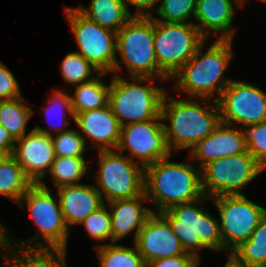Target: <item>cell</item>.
I'll list each match as a JSON object with an SVG mask.
<instances>
[{"mask_svg": "<svg viewBox=\"0 0 266 267\" xmlns=\"http://www.w3.org/2000/svg\"><path fill=\"white\" fill-rule=\"evenodd\" d=\"M205 40L196 50L195 55L171 78L178 79L175 89L184 91L192 97L207 102L218 93L215 102L232 79L224 77V71L233 57L232 41L217 39L202 55Z\"/></svg>", "mask_w": 266, "mask_h": 267, "instance_id": "1", "label": "cell"}, {"mask_svg": "<svg viewBox=\"0 0 266 267\" xmlns=\"http://www.w3.org/2000/svg\"><path fill=\"white\" fill-rule=\"evenodd\" d=\"M171 156L145 167L144 192L157 213L204 196L201 169L192 162H168Z\"/></svg>", "mask_w": 266, "mask_h": 267, "instance_id": "2", "label": "cell"}, {"mask_svg": "<svg viewBox=\"0 0 266 267\" xmlns=\"http://www.w3.org/2000/svg\"><path fill=\"white\" fill-rule=\"evenodd\" d=\"M216 104V105H215ZM210 105L209 111L193 99H175L163 97L161 105L162 120H169L170 126L164 123L165 139L168 149H191L198 142L210 135L221 123L218 102Z\"/></svg>", "mask_w": 266, "mask_h": 267, "instance_id": "3", "label": "cell"}, {"mask_svg": "<svg viewBox=\"0 0 266 267\" xmlns=\"http://www.w3.org/2000/svg\"><path fill=\"white\" fill-rule=\"evenodd\" d=\"M112 76L108 104L121 126L162 118L161 105L166 91L154 87L151 82L154 78L131 77L129 82L117 74ZM147 81L148 85H141Z\"/></svg>", "mask_w": 266, "mask_h": 267, "instance_id": "4", "label": "cell"}, {"mask_svg": "<svg viewBox=\"0 0 266 267\" xmlns=\"http://www.w3.org/2000/svg\"><path fill=\"white\" fill-rule=\"evenodd\" d=\"M205 198L208 196L204 195L194 201L178 204L160 212L170 224L184 251L200 260V255L196 249L209 248L223 251L219 221L202 207H198L200 201Z\"/></svg>", "mask_w": 266, "mask_h": 267, "instance_id": "5", "label": "cell"}, {"mask_svg": "<svg viewBox=\"0 0 266 267\" xmlns=\"http://www.w3.org/2000/svg\"><path fill=\"white\" fill-rule=\"evenodd\" d=\"M116 53L121 55L129 77L170 78L158 67L154 48L152 16H133L116 35Z\"/></svg>", "mask_w": 266, "mask_h": 267, "instance_id": "6", "label": "cell"}, {"mask_svg": "<svg viewBox=\"0 0 266 267\" xmlns=\"http://www.w3.org/2000/svg\"><path fill=\"white\" fill-rule=\"evenodd\" d=\"M24 200L26 201L28 210L33 218L34 225L37 226L38 234L23 241L21 245L23 248H61L67 249V239L69 228L66 226L60 201H55L51 195L47 185L44 182L39 184H32L28 190L20 198L18 205L24 207ZM40 236V237H39ZM33 238H39L41 242H36L35 245L28 244L33 241Z\"/></svg>", "mask_w": 266, "mask_h": 267, "instance_id": "7", "label": "cell"}, {"mask_svg": "<svg viewBox=\"0 0 266 267\" xmlns=\"http://www.w3.org/2000/svg\"><path fill=\"white\" fill-rule=\"evenodd\" d=\"M99 152V171L94 185L108 202L131 199L144 193L145 168L129 156L111 150ZM105 194V195H104Z\"/></svg>", "mask_w": 266, "mask_h": 267, "instance_id": "8", "label": "cell"}, {"mask_svg": "<svg viewBox=\"0 0 266 267\" xmlns=\"http://www.w3.org/2000/svg\"><path fill=\"white\" fill-rule=\"evenodd\" d=\"M206 39L194 23L154 20V48L158 67L171 79Z\"/></svg>", "mask_w": 266, "mask_h": 267, "instance_id": "9", "label": "cell"}, {"mask_svg": "<svg viewBox=\"0 0 266 267\" xmlns=\"http://www.w3.org/2000/svg\"><path fill=\"white\" fill-rule=\"evenodd\" d=\"M65 9L79 48L76 53L81 54L100 72L121 71L122 65L116 57L117 33L99 26L76 8L65 7Z\"/></svg>", "mask_w": 266, "mask_h": 267, "instance_id": "10", "label": "cell"}, {"mask_svg": "<svg viewBox=\"0 0 266 267\" xmlns=\"http://www.w3.org/2000/svg\"><path fill=\"white\" fill-rule=\"evenodd\" d=\"M264 170L248 151L213 160L201 169L203 193L209 198L242 194L241 190Z\"/></svg>", "mask_w": 266, "mask_h": 267, "instance_id": "11", "label": "cell"}, {"mask_svg": "<svg viewBox=\"0 0 266 267\" xmlns=\"http://www.w3.org/2000/svg\"><path fill=\"white\" fill-rule=\"evenodd\" d=\"M211 198L220 215L223 251L231 252L249 239L266 215V209L248 200L244 194L218 195Z\"/></svg>", "mask_w": 266, "mask_h": 267, "instance_id": "12", "label": "cell"}, {"mask_svg": "<svg viewBox=\"0 0 266 267\" xmlns=\"http://www.w3.org/2000/svg\"><path fill=\"white\" fill-rule=\"evenodd\" d=\"M217 102L222 123L246 126L266 121V93L255 85L232 80Z\"/></svg>", "mask_w": 266, "mask_h": 267, "instance_id": "13", "label": "cell"}, {"mask_svg": "<svg viewBox=\"0 0 266 267\" xmlns=\"http://www.w3.org/2000/svg\"><path fill=\"white\" fill-rule=\"evenodd\" d=\"M162 118L150 121L131 123L121 126L120 139L116 151L123 153L129 149L131 156L138 159L137 163L144 168L172 153L168 149L165 139Z\"/></svg>", "mask_w": 266, "mask_h": 267, "instance_id": "14", "label": "cell"}, {"mask_svg": "<svg viewBox=\"0 0 266 267\" xmlns=\"http://www.w3.org/2000/svg\"><path fill=\"white\" fill-rule=\"evenodd\" d=\"M51 135L47 129L36 126L27 135L15 140L19 146L15 145L12 156L33 184L42 182L55 160Z\"/></svg>", "mask_w": 266, "mask_h": 267, "instance_id": "15", "label": "cell"}, {"mask_svg": "<svg viewBox=\"0 0 266 267\" xmlns=\"http://www.w3.org/2000/svg\"><path fill=\"white\" fill-rule=\"evenodd\" d=\"M134 244L145 264L185 253L168 221L156 211L139 230Z\"/></svg>", "mask_w": 266, "mask_h": 267, "instance_id": "16", "label": "cell"}, {"mask_svg": "<svg viewBox=\"0 0 266 267\" xmlns=\"http://www.w3.org/2000/svg\"><path fill=\"white\" fill-rule=\"evenodd\" d=\"M192 159H199V169L209 162L237 155L247 151L242 130L232 129L229 124L220 123L206 138L190 149Z\"/></svg>", "mask_w": 266, "mask_h": 267, "instance_id": "17", "label": "cell"}, {"mask_svg": "<svg viewBox=\"0 0 266 267\" xmlns=\"http://www.w3.org/2000/svg\"><path fill=\"white\" fill-rule=\"evenodd\" d=\"M74 121L86 138H91L93 149H116L120 139L121 125L114 115L110 105L105 107L83 111L74 115Z\"/></svg>", "mask_w": 266, "mask_h": 267, "instance_id": "18", "label": "cell"}, {"mask_svg": "<svg viewBox=\"0 0 266 267\" xmlns=\"http://www.w3.org/2000/svg\"><path fill=\"white\" fill-rule=\"evenodd\" d=\"M142 202H149L145 192L131 199H116L108 202L111 214V242L115 243L127 236L134 229V242L153 210L144 207Z\"/></svg>", "mask_w": 266, "mask_h": 267, "instance_id": "19", "label": "cell"}, {"mask_svg": "<svg viewBox=\"0 0 266 267\" xmlns=\"http://www.w3.org/2000/svg\"><path fill=\"white\" fill-rule=\"evenodd\" d=\"M234 0H197L195 19L199 24H195L200 34L207 40L209 29L216 33H221V40H232L235 30L231 29L234 18ZM238 6H242V0H235ZM231 29V30H230Z\"/></svg>", "mask_w": 266, "mask_h": 267, "instance_id": "20", "label": "cell"}, {"mask_svg": "<svg viewBox=\"0 0 266 267\" xmlns=\"http://www.w3.org/2000/svg\"><path fill=\"white\" fill-rule=\"evenodd\" d=\"M66 226L80 224L87 216L100 208L103 202L94 185H70L57 189Z\"/></svg>", "mask_w": 266, "mask_h": 267, "instance_id": "21", "label": "cell"}, {"mask_svg": "<svg viewBox=\"0 0 266 267\" xmlns=\"http://www.w3.org/2000/svg\"><path fill=\"white\" fill-rule=\"evenodd\" d=\"M14 246L9 242L10 252L2 254L5 257L4 264L9 267H65L66 250L61 248H28ZM17 249V250H15ZM19 249V250H18ZM55 252V253H54ZM10 254V257H9ZM16 254V255H15ZM55 254L59 259L56 258ZM15 255V257H14ZM7 258V259H6Z\"/></svg>", "mask_w": 266, "mask_h": 267, "instance_id": "22", "label": "cell"}, {"mask_svg": "<svg viewBox=\"0 0 266 267\" xmlns=\"http://www.w3.org/2000/svg\"><path fill=\"white\" fill-rule=\"evenodd\" d=\"M99 26L118 32L132 17L123 0H91L89 7H77Z\"/></svg>", "mask_w": 266, "mask_h": 267, "instance_id": "23", "label": "cell"}, {"mask_svg": "<svg viewBox=\"0 0 266 267\" xmlns=\"http://www.w3.org/2000/svg\"><path fill=\"white\" fill-rule=\"evenodd\" d=\"M105 74L101 72L94 79L75 86L74 96H71L74 115L108 105L110 85H105L101 80Z\"/></svg>", "mask_w": 266, "mask_h": 267, "instance_id": "24", "label": "cell"}, {"mask_svg": "<svg viewBox=\"0 0 266 267\" xmlns=\"http://www.w3.org/2000/svg\"><path fill=\"white\" fill-rule=\"evenodd\" d=\"M32 184L12 155L0 163V195L18 204Z\"/></svg>", "mask_w": 266, "mask_h": 267, "instance_id": "25", "label": "cell"}, {"mask_svg": "<svg viewBox=\"0 0 266 267\" xmlns=\"http://www.w3.org/2000/svg\"><path fill=\"white\" fill-rule=\"evenodd\" d=\"M21 100H24V97L0 100V124L14 140L26 134L27 123L33 114V110Z\"/></svg>", "mask_w": 266, "mask_h": 267, "instance_id": "26", "label": "cell"}, {"mask_svg": "<svg viewBox=\"0 0 266 267\" xmlns=\"http://www.w3.org/2000/svg\"><path fill=\"white\" fill-rule=\"evenodd\" d=\"M231 253L250 267H266V215L249 239L242 242Z\"/></svg>", "mask_w": 266, "mask_h": 267, "instance_id": "27", "label": "cell"}, {"mask_svg": "<svg viewBox=\"0 0 266 267\" xmlns=\"http://www.w3.org/2000/svg\"><path fill=\"white\" fill-rule=\"evenodd\" d=\"M100 267H146V264L134 247L115 244L97 245Z\"/></svg>", "mask_w": 266, "mask_h": 267, "instance_id": "28", "label": "cell"}, {"mask_svg": "<svg viewBox=\"0 0 266 267\" xmlns=\"http://www.w3.org/2000/svg\"><path fill=\"white\" fill-rule=\"evenodd\" d=\"M84 157H55L49 173L52 175L55 187L78 185L88 170Z\"/></svg>", "mask_w": 266, "mask_h": 267, "instance_id": "29", "label": "cell"}, {"mask_svg": "<svg viewBox=\"0 0 266 267\" xmlns=\"http://www.w3.org/2000/svg\"><path fill=\"white\" fill-rule=\"evenodd\" d=\"M60 69L64 80L73 86L88 82L101 73L91 62L76 52H70L64 57ZM92 73L95 76H92Z\"/></svg>", "mask_w": 266, "mask_h": 267, "instance_id": "30", "label": "cell"}, {"mask_svg": "<svg viewBox=\"0 0 266 267\" xmlns=\"http://www.w3.org/2000/svg\"><path fill=\"white\" fill-rule=\"evenodd\" d=\"M197 0H161L156 21L167 23H187L191 15L195 18Z\"/></svg>", "mask_w": 266, "mask_h": 267, "instance_id": "31", "label": "cell"}, {"mask_svg": "<svg viewBox=\"0 0 266 267\" xmlns=\"http://www.w3.org/2000/svg\"><path fill=\"white\" fill-rule=\"evenodd\" d=\"M55 157H83L86 138L79 131L69 129L56 137L51 135Z\"/></svg>", "mask_w": 266, "mask_h": 267, "instance_id": "32", "label": "cell"}, {"mask_svg": "<svg viewBox=\"0 0 266 267\" xmlns=\"http://www.w3.org/2000/svg\"><path fill=\"white\" fill-rule=\"evenodd\" d=\"M247 151L266 170V121L242 130Z\"/></svg>", "mask_w": 266, "mask_h": 267, "instance_id": "33", "label": "cell"}, {"mask_svg": "<svg viewBox=\"0 0 266 267\" xmlns=\"http://www.w3.org/2000/svg\"><path fill=\"white\" fill-rule=\"evenodd\" d=\"M111 214L107 210L105 203L87 216L80 224H84L86 231L94 240H111Z\"/></svg>", "mask_w": 266, "mask_h": 267, "instance_id": "34", "label": "cell"}, {"mask_svg": "<svg viewBox=\"0 0 266 267\" xmlns=\"http://www.w3.org/2000/svg\"><path fill=\"white\" fill-rule=\"evenodd\" d=\"M52 98H50L49 100V104H48V108H46L45 112H46V117L49 116L52 113H55V115H60L62 116V120L63 123L59 124V125H51L53 127V129L55 131H59V133L64 132L69 130L68 127L70 124L69 122H67L66 119V112L68 111L72 118L74 119V113L72 110V103H71V96L67 95L66 93L60 91V90H54L53 94H52ZM66 111V112H65ZM52 119V118H51ZM49 120V119H47ZM58 124V123H57ZM64 126V127H63Z\"/></svg>", "mask_w": 266, "mask_h": 267, "instance_id": "35", "label": "cell"}, {"mask_svg": "<svg viewBox=\"0 0 266 267\" xmlns=\"http://www.w3.org/2000/svg\"><path fill=\"white\" fill-rule=\"evenodd\" d=\"M22 96L13 73L0 61V100H11Z\"/></svg>", "mask_w": 266, "mask_h": 267, "instance_id": "36", "label": "cell"}, {"mask_svg": "<svg viewBox=\"0 0 266 267\" xmlns=\"http://www.w3.org/2000/svg\"><path fill=\"white\" fill-rule=\"evenodd\" d=\"M200 261L198 257L185 252L182 255L150 261L146 267H198Z\"/></svg>", "mask_w": 266, "mask_h": 267, "instance_id": "37", "label": "cell"}, {"mask_svg": "<svg viewBox=\"0 0 266 267\" xmlns=\"http://www.w3.org/2000/svg\"><path fill=\"white\" fill-rule=\"evenodd\" d=\"M159 0H123L126 7L129 5L137 7L139 9L136 11L133 16H140V17H146V16H152L151 14L147 13L146 11L152 10L155 4L158 3Z\"/></svg>", "mask_w": 266, "mask_h": 267, "instance_id": "38", "label": "cell"}, {"mask_svg": "<svg viewBox=\"0 0 266 267\" xmlns=\"http://www.w3.org/2000/svg\"><path fill=\"white\" fill-rule=\"evenodd\" d=\"M15 147V140L9 132L0 124V148L12 155Z\"/></svg>", "mask_w": 266, "mask_h": 267, "instance_id": "39", "label": "cell"}, {"mask_svg": "<svg viewBox=\"0 0 266 267\" xmlns=\"http://www.w3.org/2000/svg\"><path fill=\"white\" fill-rule=\"evenodd\" d=\"M228 260L224 267H250L241 262L233 253L229 252Z\"/></svg>", "mask_w": 266, "mask_h": 267, "instance_id": "40", "label": "cell"}, {"mask_svg": "<svg viewBox=\"0 0 266 267\" xmlns=\"http://www.w3.org/2000/svg\"><path fill=\"white\" fill-rule=\"evenodd\" d=\"M10 239L5 231V227L0 223V249H8Z\"/></svg>", "mask_w": 266, "mask_h": 267, "instance_id": "41", "label": "cell"}, {"mask_svg": "<svg viewBox=\"0 0 266 267\" xmlns=\"http://www.w3.org/2000/svg\"><path fill=\"white\" fill-rule=\"evenodd\" d=\"M10 155L2 148H0V163L3 162Z\"/></svg>", "mask_w": 266, "mask_h": 267, "instance_id": "42", "label": "cell"}, {"mask_svg": "<svg viewBox=\"0 0 266 267\" xmlns=\"http://www.w3.org/2000/svg\"><path fill=\"white\" fill-rule=\"evenodd\" d=\"M261 1L266 2V0H261ZM244 2H245V0H242V4H244Z\"/></svg>", "mask_w": 266, "mask_h": 267, "instance_id": "43", "label": "cell"}]
</instances>
